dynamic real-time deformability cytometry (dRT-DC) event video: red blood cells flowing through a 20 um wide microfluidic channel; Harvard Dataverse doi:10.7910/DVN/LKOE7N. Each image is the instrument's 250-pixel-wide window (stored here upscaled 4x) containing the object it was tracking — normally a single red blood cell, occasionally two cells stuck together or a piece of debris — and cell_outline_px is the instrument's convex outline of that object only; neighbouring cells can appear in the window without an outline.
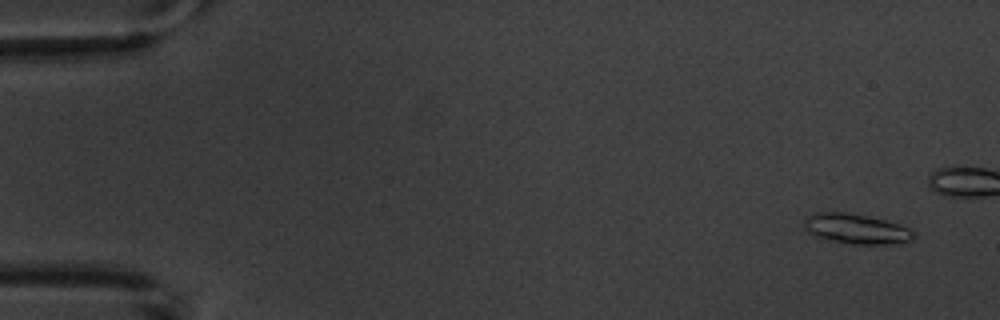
{"species": "common noctule bat (a hibernating species)", "species_latin": "Nyctalus noctula", "temperature_condition": "warm", "stored_images_in_passage": 6, "camera_frame_rate_fps": 3000, "um_per_image_px": 0.085, "animal": {"sex": "male", "body_mass_g": 20.1, "forearm_length_mm": 53.5}, "frame": {"image": 1, "passage_image": 1, "time_ms": 0.0, "image_size_px": [1000, 320], "cell_outline_px": [[912, 236], [908, 240], [900, 244], [852, 244], [828, 240], [816, 236], [808, 232], [804, 224], [804, 220], [808, 216], [816, 212], [844, 212], [868, 216], [900, 224], [908, 228], [912, 232]], "centroid_in_image_um": [72.75, 19.45], "position_along_channel_um": 12.3, "area_um2": 18.96}}
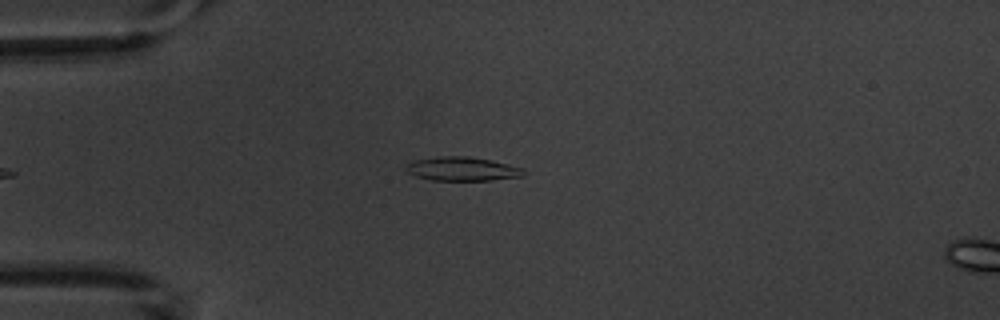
{"frame": {"image": 2, "passage_image": 6, "time_ms": 5.667, "image_size_px": [1000, 320], "cell_outline_px": [[524, 176], [492, 180], [432, 180], [416, 176], [408, 172], [404, 168], [408, 164], [416, 160], [440, 156], [468, 156], [492, 160], [524, 168]], "centroid_in_image_um": [39.32, 14.35], "position_along_channel_um": 45.7, "area_um2": 16.3}}